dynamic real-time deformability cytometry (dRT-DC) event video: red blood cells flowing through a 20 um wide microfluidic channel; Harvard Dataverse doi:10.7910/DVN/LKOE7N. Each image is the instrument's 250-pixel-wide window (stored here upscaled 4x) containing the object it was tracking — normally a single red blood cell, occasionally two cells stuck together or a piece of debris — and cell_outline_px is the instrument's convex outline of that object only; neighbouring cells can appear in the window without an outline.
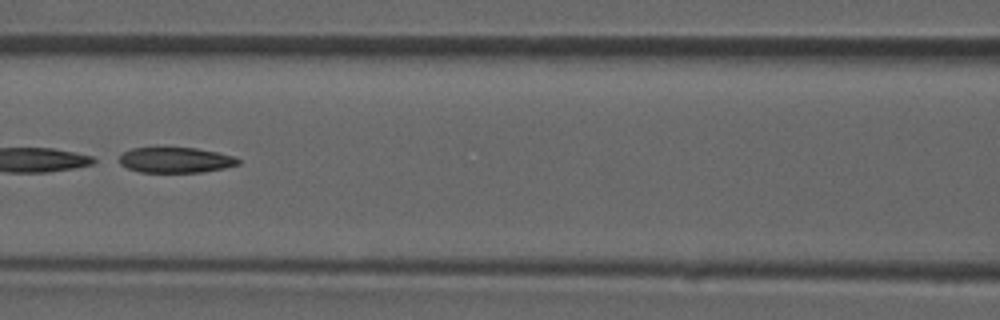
{"species": "common noctule bat (a hibernating species)", "species_latin": "Nyctalus noctula", "temperature_condition": "room temperature", "stored_images_in_passage": 44, "camera_frame_rate_fps": 3000, "um_per_image_px": 0.085, "animal": {"sex": "male", "forearm_length_mm": 52.5}, "frame": {"image": 1, "passage_image": 19, "time_ms": 6.0, "image_size_px": [1000, 320], "cell_outline_px": [[240, 164], [224, 168], [204, 172], [140, 172], [128, 168], [120, 164], [120, 156], [124, 152], [132, 148], [196, 148], [216, 152], [232, 156], [240, 160]], "centroid_in_image_um": [14.93, 13.61], "position_along_channel_um": 151.7, "area_um2": 17.46}}